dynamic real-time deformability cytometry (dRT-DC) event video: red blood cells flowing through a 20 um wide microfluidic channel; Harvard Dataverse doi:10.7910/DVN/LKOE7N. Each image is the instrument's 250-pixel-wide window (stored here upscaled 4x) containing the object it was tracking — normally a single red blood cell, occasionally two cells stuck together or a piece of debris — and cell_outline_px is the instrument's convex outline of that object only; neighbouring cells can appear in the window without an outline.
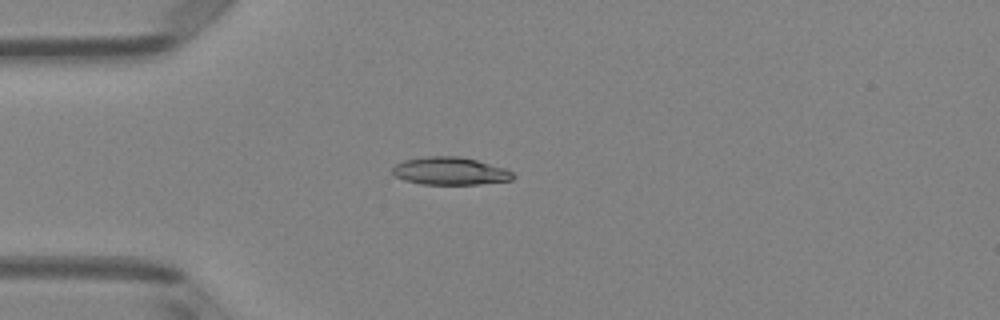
{"species": "Egyptian fruit bat (a non-hibernating species)", "species_latin": "Rousettus aegyptiacus", "temperature_condition": "room temperature", "stored_images_in_passage": 2, "camera_frame_rate_fps": 3000, "um_per_image_px": 0.085, "animal": {"sex": "female"}, "frame": {"image": 1, "passage_image": 1, "time_ms": 0.0, "image_size_px": [1000, 320], "cell_outline_px": [[516, 176], [512, 180], [476, 184], [420, 184], [404, 180], [396, 176], [392, 172], [392, 168], [396, 164], [404, 160], [428, 156], [460, 156], [508, 168]], "centroid_in_image_um": [38.29, 14.53], "position_along_channel_um": 46.7, "area_um2": 19.54}}